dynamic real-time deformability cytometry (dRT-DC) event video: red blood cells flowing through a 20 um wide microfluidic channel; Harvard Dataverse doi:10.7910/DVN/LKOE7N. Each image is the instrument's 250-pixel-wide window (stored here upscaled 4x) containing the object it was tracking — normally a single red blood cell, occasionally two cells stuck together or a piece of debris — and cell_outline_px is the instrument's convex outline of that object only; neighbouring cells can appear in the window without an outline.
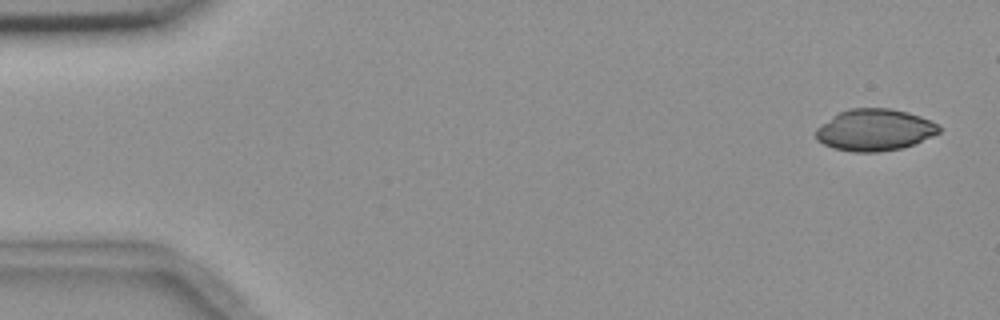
{"species": "common noctule bat (a hibernating species)", "species_latin": "Nyctalus noctula", "temperature_condition": "room temperature", "stored_images_in_passage": 5, "camera_frame_rate_fps": 3000, "um_per_image_px": 0.085, "animal": {"sex": "female", "body_mass_g": 18.4}, "frame": {"image": 1, "passage_image": 5, "time_ms": 6.0, "image_size_px": [1000, 320], "cell_outline_px": [[940, 132], [932, 136], [912, 144], [900, 148], [876, 152], [852, 152], [832, 148], [816, 140], [816, 128], [832, 116], [848, 108], [888, 108], [908, 112], [920, 116], [936, 124], [940, 128]], "centroid_in_image_um": [74.3, 11.04], "position_along_channel_um": 10.7, "area_um2": 29.77}}